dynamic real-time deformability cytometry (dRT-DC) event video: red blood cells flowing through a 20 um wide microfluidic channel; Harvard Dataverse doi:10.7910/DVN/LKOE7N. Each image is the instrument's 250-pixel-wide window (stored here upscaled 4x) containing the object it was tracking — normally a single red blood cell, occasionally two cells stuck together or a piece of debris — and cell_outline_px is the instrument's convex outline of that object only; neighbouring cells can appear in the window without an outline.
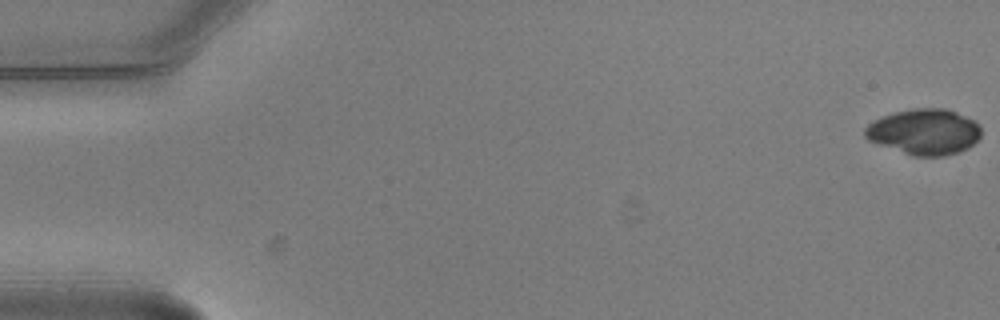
{"species": "common noctule bat (a hibernating species)", "species_latin": "Nyctalus noctula", "temperature_condition": "warm", "stored_images_in_passage": 7, "camera_frame_rate_fps": 3000, "um_per_image_px": 0.085, "animal": {"sex": "male", "body_mass_g": 20.5, "forearm_length_mm": 52.5}, "frame": {"image": 1, "passage_image": 1, "time_ms": 0.0, "image_size_px": [1000, 320], "cell_outline_px": [[980, 136], [968, 148], [960, 152], [944, 156], [912, 156], [868, 140], [864, 136], [864, 128], [872, 120], [892, 112], [912, 108], [944, 108], [956, 112], [980, 124]], "centroid_in_image_um": [78.53, 11.2], "position_along_channel_um": 6.5, "area_um2": 31.1}}